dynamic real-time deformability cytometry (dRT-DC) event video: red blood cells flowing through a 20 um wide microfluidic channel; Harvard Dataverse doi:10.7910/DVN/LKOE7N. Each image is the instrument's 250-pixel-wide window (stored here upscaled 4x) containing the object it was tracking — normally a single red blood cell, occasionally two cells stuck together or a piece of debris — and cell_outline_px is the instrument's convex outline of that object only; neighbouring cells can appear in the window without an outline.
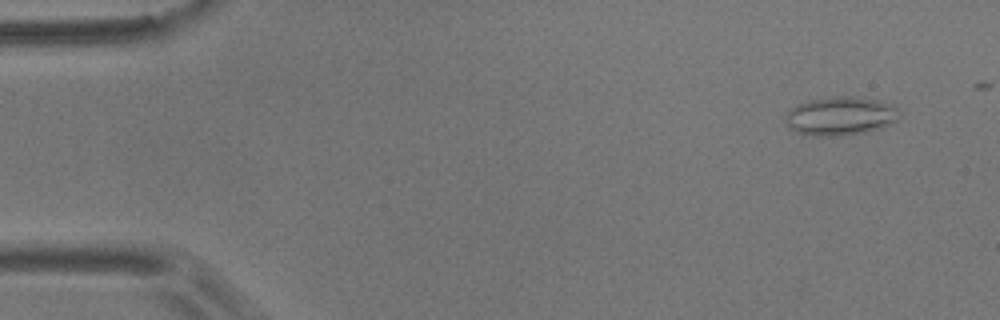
{"species": "common noctule bat (a hibernating species)", "species_latin": "Nyctalus noctula", "temperature_condition": "room temperature", "stored_images_in_passage": 5, "camera_frame_rate_fps": 3000, "um_per_image_px": 0.085, "animal": {"sex": "male", "body_mass_g": 17.9}, "frame": {"image": 1, "passage_image": 1, "time_ms": 0.0, "image_size_px": [1000, 320], "cell_outline_px": [[900, 116], [896, 120], [880, 128], [864, 132], [836, 136], [816, 136], [796, 132], [788, 128], [784, 116], [796, 104], [808, 100], [832, 96], [852, 96], [880, 100], [892, 104], [900, 112]], "centroid_in_image_um": [71.41, 9.85], "position_along_channel_um": 13.6, "area_um2": 25.78}}
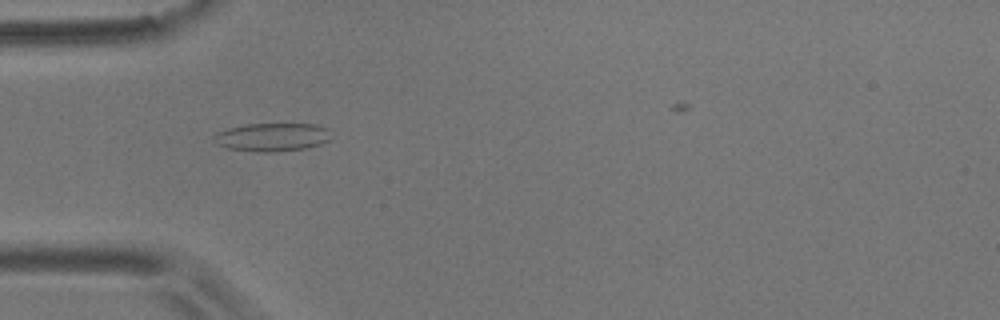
{"frame": {"image": 2, "passage_image": 4, "time_ms": 4.333, "image_size_px": [1000, 320], "cell_outline_px": [[328, 140], [320, 144], [308, 148], [276, 152], [256, 152], [228, 148], [216, 144], [212, 140], [212, 136], [228, 128], [244, 124], [316, 124], [328, 128]], "centroid_in_image_um": [23.1, 11.66], "position_along_channel_um": 61.9, "area_um2": 19.36}}